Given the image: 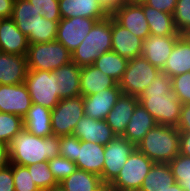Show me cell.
I'll list each match as a JSON object with an SVG mask.
<instances>
[{
	"label": "cell",
	"instance_id": "db71d44e",
	"mask_svg": "<svg viewBox=\"0 0 190 191\" xmlns=\"http://www.w3.org/2000/svg\"><path fill=\"white\" fill-rule=\"evenodd\" d=\"M184 191H190V182H177Z\"/></svg>",
	"mask_w": 190,
	"mask_h": 191
},
{
	"label": "cell",
	"instance_id": "f907efd6",
	"mask_svg": "<svg viewBox=\"0 0 190 191\" xmlns=\"http://www.w3.org/2000/svg\"><path fill=\"white\" fill-rule=\"evenodd\" d=\"M180 38L185 42L188 46H190V29H187L181 33H179Z\"/></svg>",
	"mask_w": 190,
	"mask_h": 191
},
{
	"label": "cell",
	"instance_id": "7a4b0ae2",
	"mask_svg": "<svg viewBox=\"0 0 190 191\" xmlns=\"http://www.w3.org/2000/svg\"><path fill=\"white\" fill-rule=\"evenodd\" d=\"M60 137L50 135L44 138L31 134L24 128L8 144L9 162L31 166L60 155Z\"/></svg>",
	"mask_w": 190,
	"mask_h": 191
},
{
	"label": "cell",
	"instance_id": "ac0fdd59",
	"mask_svg": "<svg viewBox=\"0 0 190 191\" xmlns=\"http://www.w3.org/2000/svg\"><path fill=\"white\" fill-rule=\"evenodd\" d=\"M179 38L180 36L150 35L143 40L141 56L146 58L153 66L162 70Z\"/></svg>",
	"mask_w": 190,
	"mask_h": 191
},
{
	"label": "cell",
	"instance_id": "ee69618b",
	"mask_svg": "<svg viewBox=\"0 0 190 191\" xmlns=\"http://www.w3.org/2000/svg\"><path fill=\"white\" fill-rule=\"evenodd\" d=\"M146 5L159 11L173 14L176 8L177 0H142Z\"/></svg>",
	"mask_w": 190,
	"mask_h": 191
},
{
	"label": "cell",
	"instance_id": "4316f807",
	"mask_svg": "<svg viewBox=\"0 0 190 191\" xmlns=\"http://www.w3.org/2000/svg\"><path fill=\"white\" fill-rule=\"evenodd\" d=\"M51 111L41 105L32 103L30 109L23 117L24 129L41 138L53 135Z\"/></svg>",
	"mask_w": 190,
	"mask_h": 191
},
{
	"label": "cell",
	"instance_id": "277c9868",
	"mask_svg": "<svg viewBox=\"0 0 190 191\" xmlns=\"http://www.w3.org/2000/svg\"><path fill=\"white\" fill-rule=\"evenodd\" d=\"M111 16L97 21L80 45L71 53L72 62L79 67L93 65L95 60L112 51Z\"/></svg>",
	"mask_w": 190,
	"mask_h": 191
},
{
	"label": "cell",
	"instance_id": "3957f363",
	"mask_svg": "<svg viewBox=\"0 0 190 191\" xmlns=\"http://www.w3.org/2000/svg\"><path fill=\"white\" fill-rule=\"evenodd\" d=\"M180 131L173 126L155 125L136 145L154 163H169L179 154Z\"/></svg>",
	"mask_w": 190,
	"mask_h": 191
},
{
	"label": "cell",
	"instance_id": "60d3db41",
	"mask_svg": "<svg viewBox=\"0 0 190 191\" xmlns=\"http://www.w3.org/2000/svg\"><path fill=\"white\" fill-rule=\"evenodd\" d=\"M59 21L40 18L37 26V43H46L56 40Z\"/></svg>",
	"mask_w": 190,
	"mask_h": 191
},
{
	"label": "cell",
	"instance_id": "d6a6232c",
	"mask_svg": "<svg viewBox=\"0 0 190 191\" xmlns=\"http://www.w3.org/2000/svg\"><path fill=\"white\" fill-rule=\"evenodd\" d=\"M24 128L21 116L0 112V141L10 143L12 138Z\"/></svg>",
	"mask_w": 190,
	"mask_h": 191
},
{
	"label": "cell",
	"instance_id": "1f68e13d",
	"mask_svg": "<svg viewBox=\"0 0 190 191\" xmlns=\"http://www.w3.org/2000/svg\"><path fill=\"white\" fill-rule=\"evenodd\" d=\"M128 60L114 51H108L100 55L94 62V66L104 74L119 82L126 70Z\"/></svg>",
	"mask_w": 190,
	"mask_h": 191
},
{
	"label": "cell",
	"instance_id": "ffe728a7",
	"mask_svg": "<svg viewBox=\"0 0 190 191\" xmlns=\"http://www.w3.org/2000/svg\"><path fill=\"white\" fill-rule=\"evenodd\" d=\"M29 43L11 18L0 19V52L26 56Z\"/></svg>",
	"mask_w": 190,
	"mask_h": 191
},
{
	"label": "cell",
	"instance_id": "9c48e42d",
	"mask_svg": "<svg viewBox=\"0 0 190 191\" xmlns=\"http://www.w3.org/2000/svg\"><path fill=\"white\" fill-rule=\"evenodd\" d=\"M84 116L83 96L64 98L51 111L53 135H73L78 121Z\"/></svg>",
	"mask_w": 190,
	"mask_h": 191
},
{
	"label": "cell",
	"instance_id": "11a10c76",
	"mask_svg": "<svg viewBox=\"0 0 190 191\" xmlns=\"http://www.w3.org/2000/svg\"><path fill=\"white\" fill-rule=\"evenodd\" d=\"M43 191H65L60 184H58L57 186L51 187L47 190H43Z\"/></svg>",
	"mask_w": 190,
	"mask_h": 191
},
{
	"label": "cell",
	"instance_id": "f5cc1de1",
	"mask_svg": "<svg viewBox=\"0 0 190 191\" xmlns=\"http://www.w3.org/2000/svg\"><path fill=\"white\" fill-rule=\"evenodd\" d=\"M164 191H184V190L177 182H174L173 184H171L170 187H168V189Z\"/></svg>",
	"mask_w": 190,
	"mask_h": 191
},
{
	"label": "cell",
	"instance_id": "ab89813d",
	"mask_svg": "<svg viewBox=\"0 0 190 191\" xmlns=\"http://www.w3.org/2000/svg\"><path fill=\"white\" fill-rule=\"evenodd\" d=\"M39 14L48 20L60 21L59 0H29Z\"/></svg>",
	"mask_w": 190,
	"mask_h": 191
},
{
	"label": "cell",
	"instance_id": "d590c367",
	"mask_svg": "<svg viewBox=\"0 0 190 191\" xmlns=\"http://www.w3.org/2000/svg\"><path fill=\"white\" fill-rule=\"evenodd\" d=\"M13 179L15 191H40L26 166L13 164Z\"/></svg>",
	"mask_w": 190,
	"mask_h": 191
},
{
	"label": "cell",
	"instance_id": "9a60e30c",
	"mask_svg": "<svg viewBox=\"0 0 190 191\" xmlns=\"http://www.w3.org/2000/svg\"><path fill=\"white\" fill-rule=\"evenodd\" d=\"M121 94V88L117 84L97 94L83 97L84 115L97 120H105Z\"/></svg>",
	"mask_w": 190,
	"mask_h": 191
},
{
	"label": "cell",
	"instance_id": "7bdbcfd3",
	"mask_svg": "<svg viewBox=\"0 0 190 191\" xmlns=\"http://www.w3.org/2000/svg\"><path fill=\"white\" fill-rule=\"evenodd\" d=\"M0 191H15L13 179V163L0 168Z\"/></svg>",
	"mask_w": 190,
	"mask_h": 191
},
{
	"label": "cell",
	"instance_id": "7402d4cb",
	"mask_svg": "<svg viewBox=\"0 0 190 191\" xmlns=\"http://www.w3.org/2000/svg\"><path fill=\"white\" fill-rule=\"evenodd\" d=\"M59 11L62 18L80 16L100 21L109 16L98 0H59Z\"/></svg>",
	"mask_w": 190,
	"mask_h": 191
},
{
	"label": "cell",
	"instance_id": "44dd1931",
	"mask_svg": "<svg viewBox=\"0 0 190 191\" xmlns=\"http://www.w3.org/2000/svg\"><path fill=\"white\" fill-rule=\"evenodd\" d=\"M139 103L137 96L121 94L105 118L116 136H122L133 112Z\"/></svg>",
	"mask_w": 190,
	"mask_h": 191
},
{
	"label": "cell",
	"instance_id": "f546056e",
	"mask_svg": "<svg viewBox=\"0 0 190 191\" xmlns=\"http://www.w3.org/2000/svg\"><path fill=\"white\" fill-rule=\"evenodd\" d=\"M175 182L168 163H154L139 191H164Z\"/></svg>",
	"mask_w": 190,
	"mask_h": 191
},
{
	"label": "cell",
	"instance_id": "2e32d148",
	"mask_svg": "<svg viewBox=\"0 0 190 191\" xmlns=\"http://www.w3.org/2000/svg\"><path fill=\"white\" fill-rule=\"evenodd\" d=\"M42 17L29 0H15L11 19L29 44L37 43V26Z\"/></svg>",
	"mask_w": 190,
	"mask_h": 191
},
{
	"label": "cell",
	"instance_id": "5b68a950",
	"mask_svg": "<svg viewBox=\"0 0 190 191\" xmlns=\"http://www.w3.org/2000/svg\"><path fill=\"white\" fill-rule=\"evenodd\" d=\"M26 58L28 69L46 71H54L72 61L71 52L57 40L29 44Z\"/></svg>",
	"mask_w": 190,
	"mask_h": 191
},
{
	"label": "cell",
	"instance_id": "5bb4252c",
	"mask_svg": "<svg viewBox=\"0 0 190 191\" xmlns=\"http://www.w3.org/2000/svg\"><path fill=\"white\" fill-rule=\"evenodd\" d=\"M112 17L135 36L145 40L150 36L149 24L145 18L143 7L137 1H130L119 8Z\"/></svg>",
	"mask_w": 190,
	"mask_h": 191
},
{
	"label": "cell",
	"instance_id": "30bf717a",
	"mask_svg": "<svg viewBox=\"0 0 190 191\" xmlns=\"http://www.w3.org/2000/svg\"><path fill=\"white\" fill-rule=\"evenodd\" d=\"M136 146L123 136H115L105 145V160L101 176L103 183H112Z\"/></svg>",
	"mask_w": 190,
	"mask_h": 191
},
{
	"label": "cell",
	"instance_id": "7dc6e473",
	"mask_svg": "<svg viewBox=\"0 0 190 191\" xmlns=\"http://www.w3.org/2000/svg\"><path fill=\"white\" fill-rule=\"evenodd\" d=\"M15 0H0V19L11 18Z\"/></svg>",
	"mask_w": 190,
	"mask_h": 191
},
{
	"label": "cell",
	"instance_id": "f35d334b",
	"mask_svg": "<svg viewBox=\"0 0 190 191\" xmlns=\"http://www.w3.org/2000/svg\"><path fill=\"white\" fill-rule=\"evenodd\" d=\"M173 94L182 104L190 103V72L172 77Z\"/></svg>",
	"mask_w": 190,
	"mask_h": 191
},
{
	"label": "cell",
	"instance_id": "d6986e66",
	"mask_svg": "<svg viewBox=\"0 0 190 191\" xmlns=\"http://www.w3.org/2000/svg\"><path fill=\"white\" fill-rule=\"evenodd\" d=\"M105 146L77 138L76 160L78 169L100 176L103 171Z\"/></svg>",
	"mask_w": 190,
	"mask_h": 191
},
{
	"label": "cell",
	"instance_id": "52a82bcc",
	"mask_svg": "<svg viewBox=\"0 0 190 191\" xmlns=\"http://www.w3.org/2000/svg\"><path fill=\"white\" fill-rule=\"evenodd\" d=\"M159 72H161V70L153 66L143 56L128 60L126 70L118 82L122 94L139 97L144 89L154 81Z\"/></svg>",
	"mask_w": 190,
	"mask_h": 191
},
{
	"label": "cell",
	"instance_id": "83f0119b",
	"mask_svg": "<svg viewBox=\"0 0 190 191\" xmlns=\"http://www.w3.org/2000/svg\"><path fill=\"white\" fill-rule=\"evenodd\" d=\"M137 2L143 7L145 18L149 24L150 35L179 36L174 25L173 14H168L150 7L142 0Z\"/></svg>",
	"mask_w": 190,
	"mask_h": 191
},
{
	"label": "cell",
	"instance_id": "f6af8a7d",
	"mask_svg": "<svg viewBox=\"0 0 190 191\" xmlns=\"http://www.w3.org/2000/svg\"><path fill=\"white\" fill-rule=\"evenodd\" d=\"M176 128L180 133H190V103L182 104L180 119Z\"/></svg>",
	"mask_w": 190,
	"mask_h": 191
},
{
	"label": "cell",
	"instance_id": "4dcf8cb0",
	"mask_svg": "<svg viewBox=\"0 0 190 191\" xmlns=\"http://www.w3.org/2000/svg\"><path fill=\"white\" fill-rule=\"evenodd\" d=\"M59 184L65 191H96L103 182L101 176L77 168Z\"/></svg>",
	"mask_w": 190,
	"mask_h": 191
},
{
	"label": "cell",
	"instance_id": "816d5d0a",
	"mask_svg": "<svg viewBox=\"0 0 190 191\" xmlns=\"http://www.w3.org/2000/svg\"><path fill=\"white\" fill-rule=\"evenodd\" d=\"M96 191H117L111 183H103Z\"/></svg>",
	"mask_w": 190,
	"mask_h": 191
},
{
	"label": "cell",
	"instance_id": "8fae6325",
	"mask_svg": "<svg viewBox=\"0 0 190 191\" xmlns=\"http://www.w3.org/2000/svg\"><path fill=\"white\" fill-rule=\"evenodd\" d=\"M97 19L86 17L62 18L58 24L56 40L71 53L80 45L91 31Z\"/></svg>",
	"mask_w": 190,
	"mask_h": 191
},
{
	"label": "cell",
	"instance_id": "8992f818",
	"mask_svg": "<svg viewBox=\"0 0 190 191\" xmlns=\"http://www.w3.org/2000/svg\"><path fill=\"white\" fill-rule=\"evenodd\" d=\"M24 83L32 103L52 110L61 100L54 71L28 69Z\"/></svg>",
	"mask_w": 190,
	"mask_h": 191
},
{
	"label": "cell",
	"instance_id": "603a6c76",
	"mask_svg": "<svg viewBox=\"0 0 190 191\" xmlns=\"http://www.w3.org/2000/svg\"><path fill=\"white\" fill-rule=\"evenodd\" d=\"M27 72L26 56L0 52V84L24 83Z\"/></svg>",
	"mask_w": 190,
	"mask_h": 191
},
{
	"label": "cell",
	"instance_id": "8d00e7d4",
	"mask_svg": "<svg viewBox=\"0 0 190 191\" xmlns=\"http://www.w3.org/2000/svg\"><path fill=\"white\" fill-rule=\"evenodd\" d=\"M168 164L175 182H190V157L179 153Z\"/></svg>",
	"mask_w": 190,
	"mask_h": 191
},
{
	"label": "cell",
	"instance_id": "e0dca14e",
	"mask_svg": "<svg viewBox=\"0 0 190 191\" xmlns=\"http://www.w3.org/2000/svg\"><path fill=\"white\" fill-rule=\"evenodd\" d=\"M73 135L80 141L107 145L116 135L105 120L93 119L84 115L77 123Z\"/></svg>",
	"mask_w": 190,
	"mask_h": 191
},
{
	"label": "cell",
	"instance_id": "7c38bea8",
	"mask_svg": "<svg viewBox=\"0 0 190 191\" xmlns=\"http://www.w3.org/2000/svg\"><path fill=\"white\" fill-rule=\"evenodd\" d=\"M31 104V97L25 83L0 84V112L15 114L23 118Z\"/></svg>",
	"mask_w": 190,
	"mask_h": 191
},
{
	"label": "cell",
	"instance_id": "cb8c5ba5",
	"mask_svg": "<svg viewBox=\"0 0 190 191\" xmlns=\"http://www.w3.org/2000/svg\"><path fill=\"white\" fill-rule=\"evenodd\" d=\"M117 84L116 80L104 74L94 65L81 67L80 93L83 97L97 94L103 89L114 87Z\"/></svg>",
	"mask_w": 190,
	"mask_h": 191
},
{
	"label": "cell",
	"instance_id": "74e56055",
	"mask_svg": "<svg viewBox=\"0 0 190 191\" xmlns=\"http://www.w3.org/2000/svg\"><path fill=\"white\" fill-rule=\"evenodd\" d=\"M173 20L178 33L190 29V0H177Z\"/></svg>",
	"mask_w": 190,
	"mask_h": 191
},
{
	"label": "cell",
	"instance_id": "6da1fadb",
	"mask_svg": "<svg viewBox=\"0 0 190 191\" xmlns=\"http://www.w3.org/2000/svg\"><path fill=\"white\" fill-rule=\"evenodd\" d=\"M138 99L157 124L177 127L182 103L173 94L171 77L159 72Z\"/></svg>",
	"mask_w": 190,
	"mask_h": 191
},
{
	"label": "cell",
	"instance_id": "f1b7e54d",
	"mask_svg": "<svg viewBox=\"0 0 190 191\" xmlns=\"http://www.w3.org/2000/svg\"><path fill=\"white\" fill-rule=\"evenodd\" d=\"M161 71L171 78L190 72V46L181 38L176 41L172 53Z\"/></svg>",
	"mask_w": 190,
	"mask_h": 191
},
{
	"label": "cell",
	"instance_id": "681fc988",
	"mask_svg": "<svg viewBox=\"0 0 190 191\" xmlns=\"http://www.w3.org/2000/svg\"><path fill=\"white\" fill-rule=\"evenodd\" d=\"M9 163L8 145L0 141V168L7 166Z\"/></svg>",
	"mask_w": 190,
	"mask_h": 191
},
{
	"label": "cell",
	"instance_id": "484cf974",
	"mask_svg": "<svg viewBox=\"0 0 190 191\" xmlns=\"http://www.w3.org/2000/svg\"><path fill=\"white\" fill-rule=\"evenodd\" d=\"M57 84L59 86V97L74 98L81 96L80 93V73L81 67L74 62L65 64L54 70Z\"/></svg>",
	"mask_w": 190,
	"mask_h": 191
},
{
	"label": "cell",
	"instance_id": "836d02e7",
	"mask_svg": "<svg viewBox=\"0 0 190 191\" xmlns=\"http://www.w3.org/2000/svg\"><path fill=\"white\" fill-rule=\"evenodd\" d=\"M26 167L28 168L31 177L33 178L32 181L40 191L47 190L58 185V182L49 169L48 162L43 161Z\"/></svg>",
	"mask_w": 190,
	"mask_h": 191
},
{
	"label": "cell",
	"instance_id": "e575fe53",
	"mask_svg": "<svg viewBox=\"0 0 190 191\" xmlns=\"http://www.w3.org/2000/svg\"><path fill=\"white\" fill-rule=\"evenodd\" d=\"M48 165L58 184L77 169L74 161L64 158L61 155L49 160Z\"/></svg>",
	"mask_w": 190,
	"mask_h": 191
},
{
	"label": "cell",
	"instance_id": "c3c4849f",
	"mask_svg": "<svg viewBox=\"0 0 190 191\" xmlns=\"http://www.w3.org/2000/svg\"><path fill=\"white\" fill-rule=\"evenodd\" d=\"M179 153L190 157V133H180Z\"/></svg>",
	"mask_w": 190,
	"mask_h": 191
},
{
	"label": "cell",
	"instance_id": "4fadbf2b",
	"mask_svg": "<svg viewBox=\"0 0 190 191\" xmlns=\"http://www.w3.org/2000/svg\"><path fill=\"white\" fill-rule=\"evenodd\" d=\"M111 32L112 51L127 60L141 56L143 39L135 36L127 28L120 25L112 16Z\"/></svg>",
	"mask_w": 190,
	"mask_h": 191
},
{
	"label": "cell",
	"instance_id": "b9f144b4",
	"mask_svg": "<svg viewBox=\"0 0 190 191\" xmlns=\"http://www.w3.org/2000/svg\"><path fill=\"white\" fill-rule=\"evenodd\" d=\"M59 151L62 157L71 161H75L77 151V137L74 135L61 136Z\"/></svg>",
	"mask_w": 190,
	"mask_h": 191
},
{
	"label": "cell",
	"instance_id": "ba28073f",
	"mask_svg": "<svg viewBox=\"0 0 190 191\" xmlns=\"http://www.w3.org/2000/svg\"><path fill=\"white\" fill-rule=\"evenodd\" d=\"M153 164L151 159L135 148L111 185L117 191H139Z\"/></svg>",
	"mask_w": 190,
	"mask_h": 191
},
{
	"label": "cell",
	"instance_id": "d4e9b609",
	"mask_svg": "<svg viewBox=\"0 0 190 191\" xmlns=\"http://www.w3.org/2000/svg\"><path fill=\"white\" fill-rule=\"evenodd\" d=\"M155 125L153 116L138 103L122 136L136 146Z\"/></svg>",
	"mask_w": 190,
	"mask_h": 191
},
{
	"label": "cell",
	"instance_id": "bcb514c9",
	"mask_svg": "<svg viewBox=\"0 0 190 191\" xmlns=\"http://www.w3.org/2000/svg\"><path fill=\"white\" fill-rule=\"evenodd\" d=\"M100 6L109 15L112 16L119 8L132 0H98Z\"/></svg>",
	"mask_w": 190,
	"mask_h": 191
}]
</instances>
